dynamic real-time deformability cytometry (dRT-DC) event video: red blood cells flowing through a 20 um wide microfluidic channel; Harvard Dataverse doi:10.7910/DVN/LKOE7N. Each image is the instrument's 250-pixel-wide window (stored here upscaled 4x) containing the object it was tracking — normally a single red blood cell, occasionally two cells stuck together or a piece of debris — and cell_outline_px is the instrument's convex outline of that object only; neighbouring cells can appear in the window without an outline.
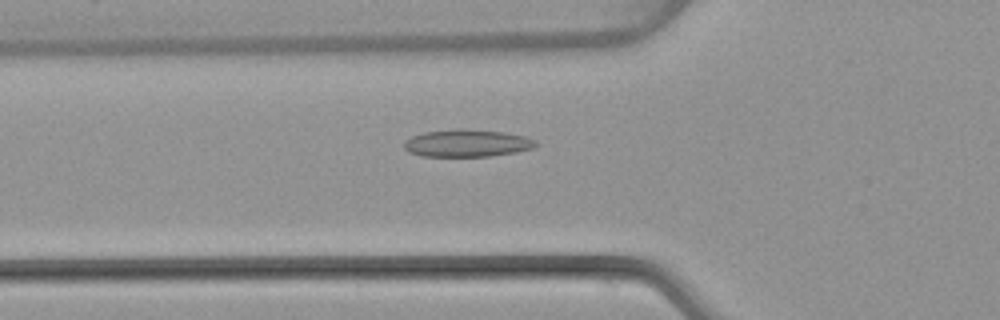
{"species": "common noctule bat (a hibernating species)", "species_latin": "Nyctalus noctula", "temperature_condition": "warm", "stored_images_in_passage": 51, "camera_frame_rate_fps": 3000, "um_per_image_px": 0.085, "animal": {"sex": "female", "body_mass_g": 22.7, "forearm_length_mm": 54.2}, "frame": {"image": 1, "passage_image": 18, "time_ms": 5.667, "image_size_px": [1000, 320], "cell_outline_px": [[540, 144], [532, 148], [516, 152], [488, 156], [420, 156], [408, 152], [404, 148], [404, 140], [412, 136], [424, 132], [460, 128], [504, 132], [524, 136], [536, 140]], "centroid_in_image_um": [39.69, 12.16], "position_along_channel_um": 86.1, "area_um2": 21.1}}
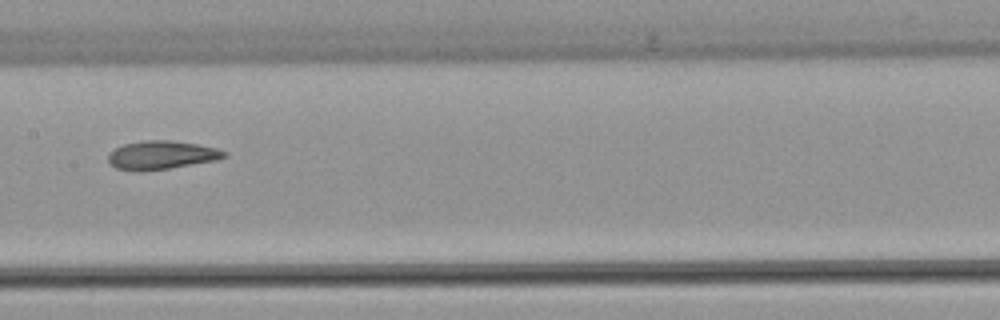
{"frame": {"image": 2, "passage_image": 26, "time_ms": 8.333, "image_size_px": [1000, 320], "cell_outline_px": [[228, 152], [224, 156], [216, 160], [168, 168], [116, 168], [108, 160], [108, 152], [124, 144], [144, 140], [168, 140], [196, 144], [216, 148]], "centroid_in_image_um": [13.75, 13.13], "position_along_channel_um": 193.6, "area_um2": 18.32}}
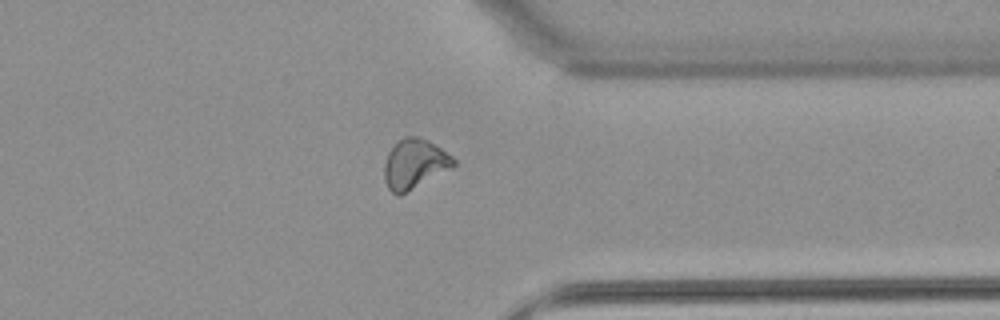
{"frame": {"image": 3, "passage_image": 40, "time_ms": 13.0, "image_size_px": [1000, 320], "cell_outline_px": [[456, 164], [452, 168], [400, 196], [392, 192], [388, 188], [384, 180], [384, 164], [388, 152], [404, 136], [416, 136], [428, 140], [452, 156], [456, 160]], "centroid_in_image_um": [35.23, 13.95], "position_along_channel_um": 376.2, "area_um2": 20.0}, "authors_computed_cell_mechanics": {"area_um2": 19.9988, "velocity_mm_per_s": 4.0107, "shape_relaxation_time_tau1_ms": null, "shape_relaxation_time_tau2_ms": 3.3627, "deformation_change_tau1": null, "deformation_change_tau2": 0.0835}}